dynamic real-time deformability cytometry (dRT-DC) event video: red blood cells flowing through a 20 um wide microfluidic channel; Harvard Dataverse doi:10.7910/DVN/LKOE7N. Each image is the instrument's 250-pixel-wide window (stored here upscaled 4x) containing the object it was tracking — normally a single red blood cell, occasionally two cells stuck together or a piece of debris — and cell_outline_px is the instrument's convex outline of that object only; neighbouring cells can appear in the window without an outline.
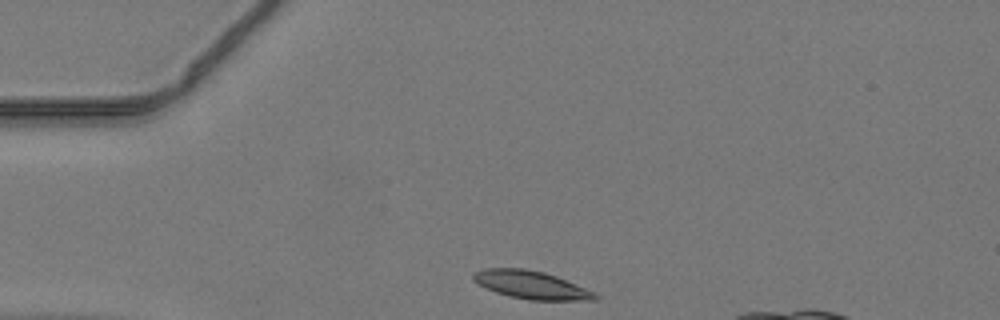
{"species": "common noctule bat (a hibernating species)", "species_latin": "Nyctalus noctula", "temperature_condition": "warm", "stored_images_in_passage": 34, "camera_frame_rate_fps": 3000, "um_per_image_px": 0.085, "animal": {"sex": "male", "body_mass_g": 19.2, "forearm_length_mm": 51.8}, "frame": {"image": 1, "passage_image": 1, "time_ms": 0.0, "image_size_px": [1000, 320], "cell_outline_px": [[600, 296], [596, 300], [532, 300], [508, 296], [496, 292], [472, 280], [472, 272], [484, 268], [524, 268], [544, 272], [556, 276], [596, 292]], "centroid_in_image_um": [45.16, 24.21], "position_along_channel_um": 39.8, "area_um2": 19.88}}
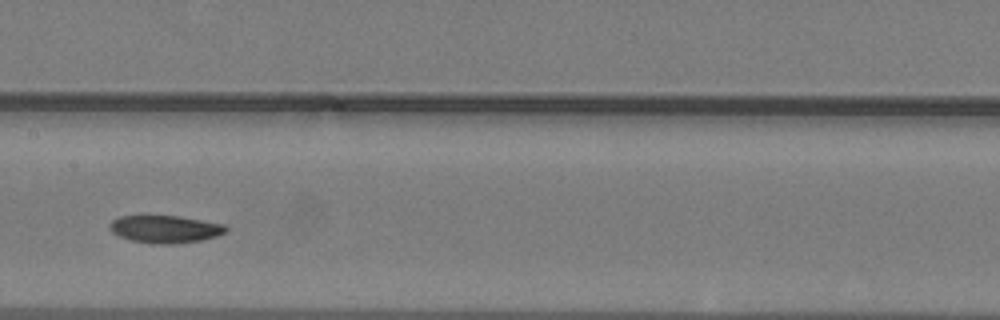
{"frame": {"image": 2, "passage_image": 14, "time_ms": 4.333, "image_size_px": [1000, 320], "cell_outline_px": [[228, 228], [224, 232], [216, 236], [200, 240], [176, 244], [160, 244], [132, 240], [120, 236], [112, 232], [108, 224], [112, 220], [120, 216], [180, 216], [224, 224]], "centroid_in_image_um": [14.03, 19.47], "position_along_channel_um": 193.4, "area_um2": 18.44}}
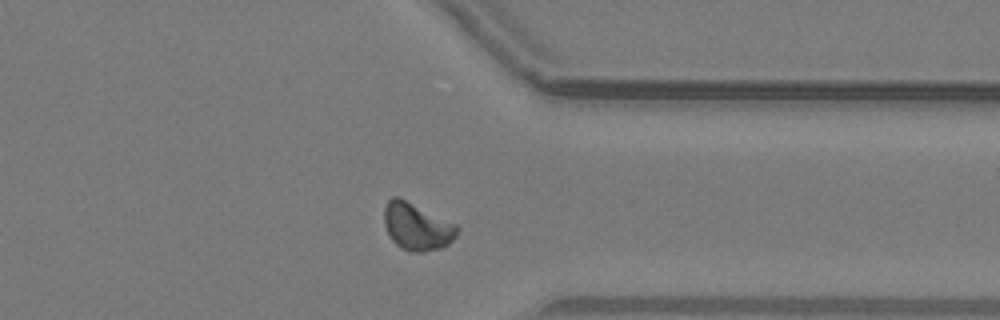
{"frame": {"image": 3, "passage_image": 27, "time_ms": 8.667, "image_size_px": [1000, 320], "cell_outline_px": [[460, 228], [456, 236], [448, 244], [440, 248], [424, 252], [412, 252], [400, 248], [388, 236], [384, 224], [384, 208], [388, 200], [392, 196], [396, 196], [456, 224]], "centroid_in_image_um": [35.41, 19.28], "position_along_channel_um": 376.0, "area_um2": 20.0}}